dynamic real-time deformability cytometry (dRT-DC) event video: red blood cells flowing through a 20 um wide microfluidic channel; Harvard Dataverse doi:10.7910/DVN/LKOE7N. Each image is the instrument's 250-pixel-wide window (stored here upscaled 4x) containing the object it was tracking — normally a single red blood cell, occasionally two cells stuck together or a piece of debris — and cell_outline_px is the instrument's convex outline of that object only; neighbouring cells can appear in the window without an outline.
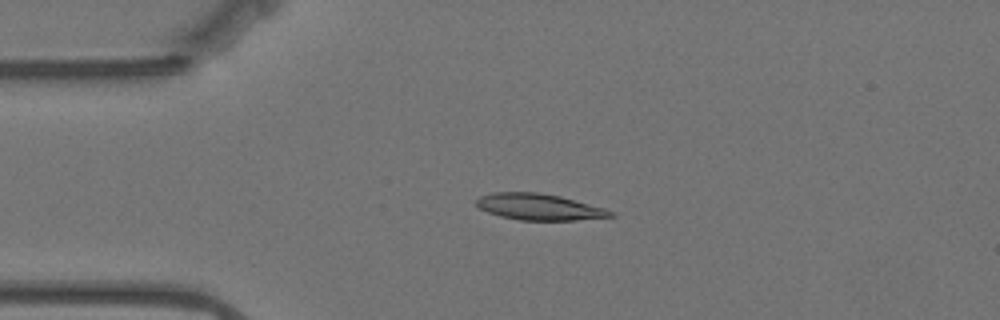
{"species": "Egyptian fruit bat (a non-hibernating species)", "species_latin": "Rousettus aegyptiacus", "temperature_condition": "warm", "stored_images_in_passage": 57, "camera_frame_rate_fps": 3000, "um_per_image_px": 0.085, "animal": {"sex": "female"}, "frame": {"image": 1, "passage_image": 13, "time_ms": 4.0, "image_size_px": [1000, 320], "cell_outline_px": [[616, 216], [576, 220], [520, 220], [500, 216], [488, 212], [480, 208], [476, 204], [476, 200], [480, 196], [492, 192], [536, 192], [560, 196], [604, 208], [616, 212]], "centroid_in_image_um": [45.84, 17.59], "position_along_channel_um": 39.2, "area_um2": 20.52}}
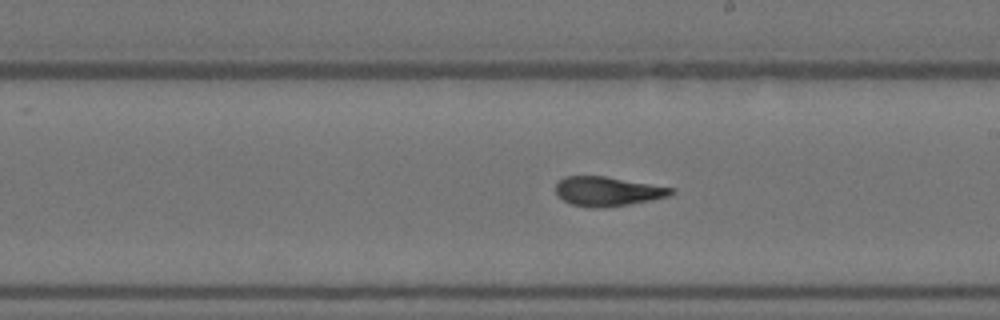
{"frame": {"image": 2, "passage_image": 32, "time_ms": 10.333, "image_size_px": [1000, 320], "cell_outline_px": [[676, 192], [668, 196], [652, 200], [604, 208], [592, 208], [572, 204], [564, 200], [556, 192], [556, 184], [564, 176], [604, 176], [676, 188]], "centroid_in_image_um": [51.68, 16.26], "position_along_channel_um": 237.3, "area_um2": 19.71}}
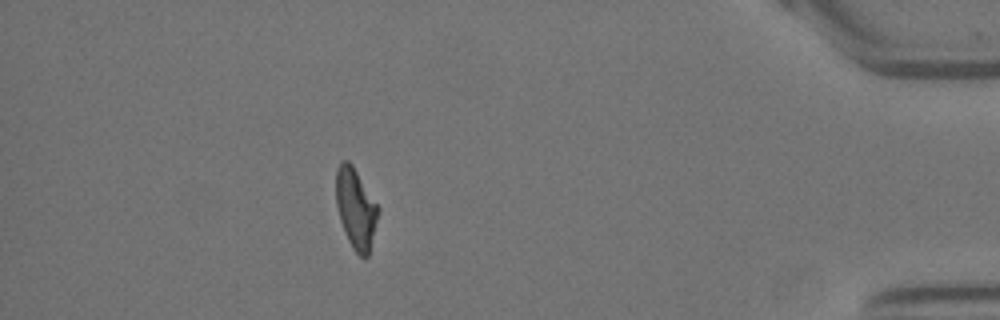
{"frame": {"image": 3, "passage_image": 51, "time_ms": 16.667, "image_size_px": [1000, 320], "cell_outline_px": [[380, 212], [368, 256], [364, 260], [352, 248], [348, 240], [340, 220], [336, 204], [336, 168], [340, 160], [348, 160], [352, 164], [380, 208]], "centroid_in_image_um": [30.25, 17.72], "position_along_channel_um": 405.0, "area_um2": 19.94}, "authors_computed_cell_mechanics": {"area_um2": 20.3456, "velocity_mm_per_s": 3.4893, "shape_relaxation_time_tau1_ms": 10.1451, "shape_relaxation_time_tau2_ms": 1.4611, "deformation_change_tau1": 0.2884, "deformation_change_tau2": 0.0963}}